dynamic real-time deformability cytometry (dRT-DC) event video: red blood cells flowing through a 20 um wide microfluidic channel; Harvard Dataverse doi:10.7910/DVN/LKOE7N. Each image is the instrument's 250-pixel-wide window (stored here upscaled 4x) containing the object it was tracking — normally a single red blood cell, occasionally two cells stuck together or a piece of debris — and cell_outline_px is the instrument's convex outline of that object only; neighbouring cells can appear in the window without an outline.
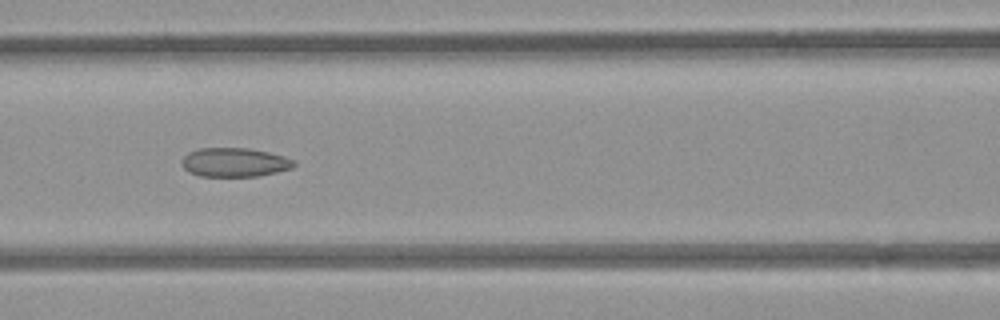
{"species": "common noctule bat (a hibernating species)", "species_latin": "Nyctalus noctula", "temperature_condition": "room temperature", "stored_images_in_passage": 41, "camera_frame_rate_fps": 3000, "um_per_image_px": 0.085, "animal": {"sex": "female", "body_mass_g": 21.9}, "frame": {"image": 1, "passage_image": 10, "time_ms": 3.0, "image_size_px": [1000, 320], "cell_outline_px": [[296, 164], [292, 168], [260, 176], [200, 176], [188, 172], [180, 164], [184, 156], [188, 152], [200, 148], [248, 148], [268, 152], [284, 156], [296, 160]], "centroid_in_image_um": [19.94, 13.8], "position_along_channel_um": 146.7, "area_um2": 19.07}}
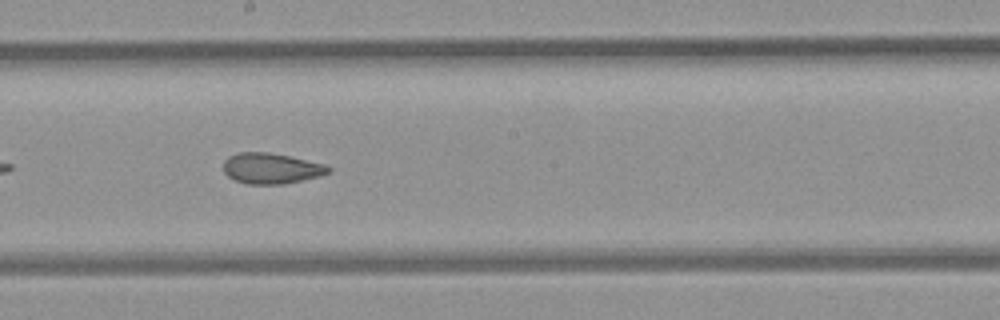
{"frame": {"image": 2, "passage_image": 16, "time_ms": 5.0, "image_size_px": [1000, 320], "cell_outline_px": [[332, 172], [284, 184], [248, 184], [236, 180], [228, 176], [224, 172], [224, 160], [228, 156], [236, 152], [268, 152], [288, 156], [324, 164], [332, 168]], "centroid_in_image_um": [23.02, 14.3], "position_along_channel_um": 225.2, "area_um2": 18.61}}
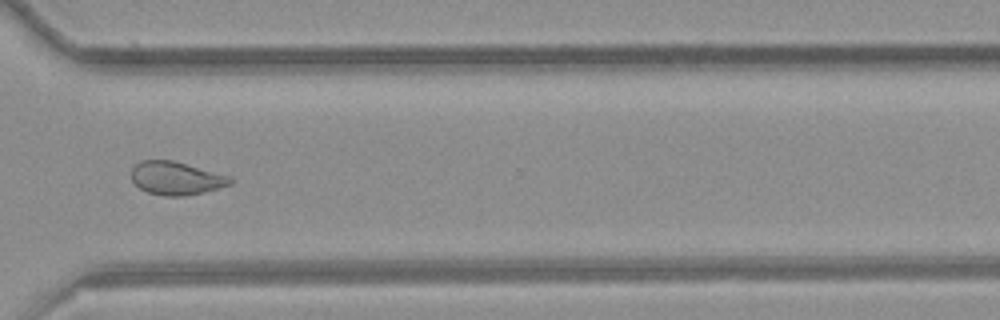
{"frame": {"image": 3, "passage_image": 26, "time_ms": 8.333, "image_size_px": [1000, 320], "cell_outline_px": [[236, 180], [232, 184], [204, 192], [184, 196], [164, 196], [148, 192], [140, 188], [132, 180], [132, 168], [140, 160], [172, 160], [232, 176]], "centroid_in_image_um": [15.02, 15.15], "position_along_channel_um": 355.6, "area_um2": 19.25}}